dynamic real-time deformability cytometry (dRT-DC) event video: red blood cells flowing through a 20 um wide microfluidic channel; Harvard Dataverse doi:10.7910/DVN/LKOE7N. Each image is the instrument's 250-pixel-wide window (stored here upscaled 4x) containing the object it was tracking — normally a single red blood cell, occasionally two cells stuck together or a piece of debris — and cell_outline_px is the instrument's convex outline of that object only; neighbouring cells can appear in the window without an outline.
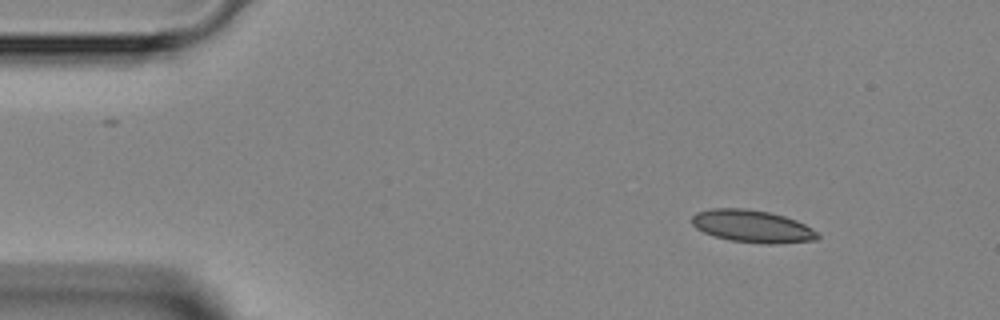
{"species": "Egyptian fruit bat (a non-hibernating species)", "species_latin": "Rousettus aegyptiacus", "temperature_condition": "room temperature", "stored_images_in_passage": 3, "camera_frame_rate_fps": 3000, "um_per_image_px": 0.085, "animal": {"sex": "female"}, "frame": {"image": 1, "passage_image": 1, "time_ms": 0.0, "image_size_px": [1000, 320], "cell_outline_px": [[820, 236], [816, 240], [772, 244], [768, 244], [732, 240], [716, 236], [704, 232], [696, 228], [692, 224], [692, 216], [696, 212], [712, 208], [744, 208], [768, 212], [784, 216], [796, 220], [812, 228]], "centroid_in_image_um": [63.94, 19.22], "position_along_channel_um": 21.1, "area_um2": 23.52}}
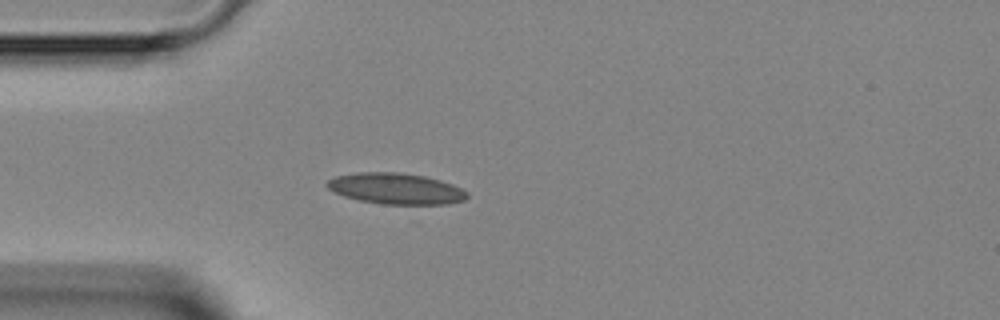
{"frame": {"image": 2, "passage_image": 3, "time_ms": 2.333, "image_size_px": [1000, 320], "cell_outline_px": [[468, 196], [464, 200], [448, 204], [380, 204], [360, 200], [344, 196], [328, 188], [324, 184], [328, 180], [336, 176], [360, 172], [400, 172], [424, 176], [440, 180], [452, 184], [468, 192]], "centroid_in_image_um": [33.66, 16.03], "position_along_channel_um": 51.3, "area_um2": 25.26}}